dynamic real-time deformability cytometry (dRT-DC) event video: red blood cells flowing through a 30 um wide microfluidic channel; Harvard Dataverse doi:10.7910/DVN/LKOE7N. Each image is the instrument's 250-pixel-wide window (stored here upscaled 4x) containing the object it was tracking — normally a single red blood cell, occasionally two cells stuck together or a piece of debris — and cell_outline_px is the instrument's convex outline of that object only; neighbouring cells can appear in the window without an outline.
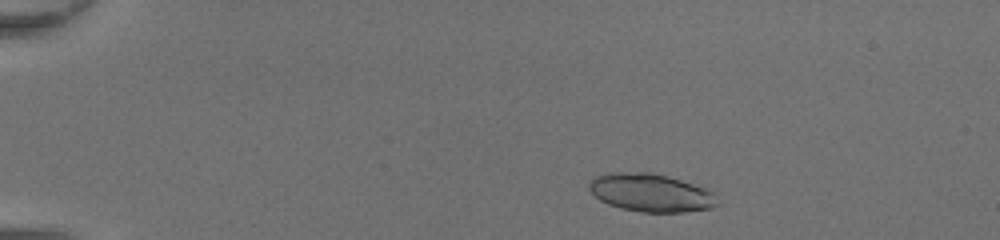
{"species": "common noctule bat (a hibernating species)", "species_latin": "Nyctalus noctula", "temperature_condition": "room temperature", "stored_images_in_passage": 44, "camera_frame_rate_fps": 3000, "um_per_image_px": 0.085, "animal": {"sex": "female", "body_mass_g": 20.0, "forearm_length_mm": 54.0}, "frame": {"image": 1, "passage_image": 5, "time_ms": 1.333, "image_size_px": [1000, 240], "cell_outline_px": [[720, 204], [712, 208], [684, 212], [640, 212], [620, 208], [608, 204], [600, 200], [588, 188], [588, 180], [596, 176], [612, 172], [648, 172], [668, 176], [704, 188], [712, 192]], "centroid_in_image_um": [55.29, 16.38], "position_along_channel_um": 29.7, "area_um2": 28.44}}
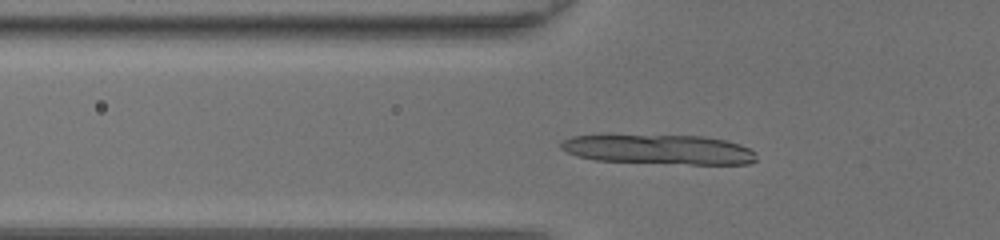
{"frame": {"image": 2, "passage_image": 14, "time_ms": 4.333, "image_size_px": [1000, 240], "cell_outline_px": [[756, 160], [748, 164], [688, 164], [596, 160], [576, 156], [560, 148], [560, 140], [572, 136], [604, 132], [608, 132], [704, 136], [724, 140], [740, 144], [756, 152]], "centroid_in_image_um": [55.88, 12.64], "position_along_channel_um": 69.9, "area_um2": 35.37}}